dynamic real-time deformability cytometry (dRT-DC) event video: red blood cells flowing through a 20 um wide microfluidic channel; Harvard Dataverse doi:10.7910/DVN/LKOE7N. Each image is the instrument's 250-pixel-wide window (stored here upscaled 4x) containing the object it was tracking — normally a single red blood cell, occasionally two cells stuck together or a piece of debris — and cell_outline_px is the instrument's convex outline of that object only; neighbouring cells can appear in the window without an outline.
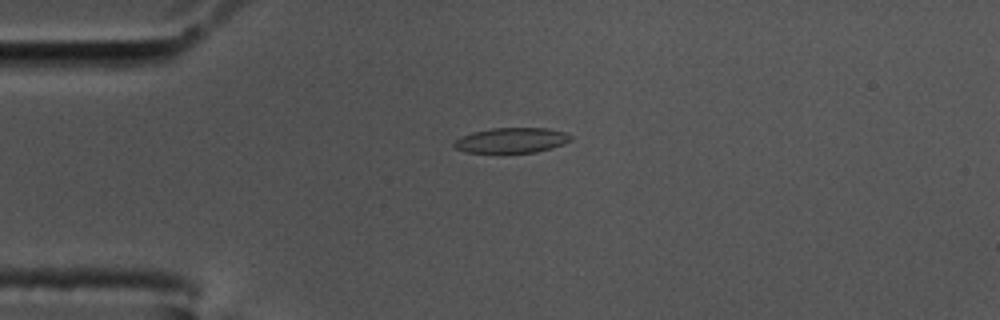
{"species": "common noctule bat (a hibernating species)", "species_latin": "Nyctalus noctula", "temperature_condition": "cold", "stored_images_in_passage": 58, "camera_frame_rate_fps": 3000, "um_per_image_px": 0.085, "animal": {"sex": "male", "body_mass_g": 17.5, "forearm_length_mm": 52.3}, "frame": {"image": 1, "passage_image": 14, "time_ms": 4.333, "image_size_px": [1000, 320], "cell_outline_px": [[572, 140], [564, 144], [552, 148], [536, 152], [464, 152], [456, 148], [452, 144], [456, 140], [472, 132], [492, 128], [548, 128], [564, 132], [572, 136]], "centroid_in_image_um": [43.52, 11.92], "position_along_channel_um": 41.5, "area_um2": 16.99}}
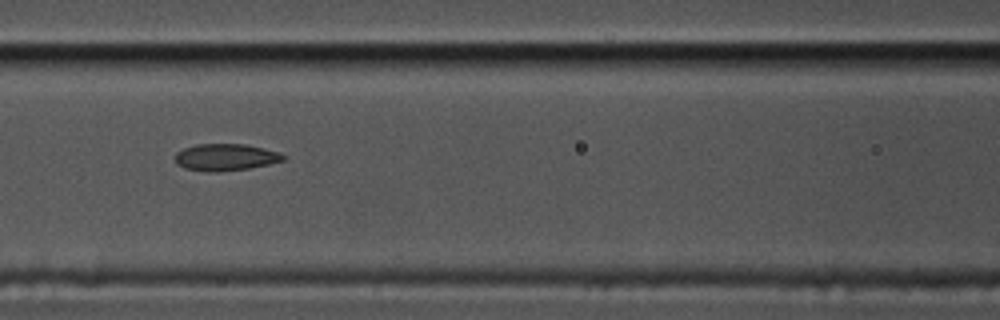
{"frame": {"image": 2, "passage_image": 25, "time_ms": 8.0, "image_size_px": [1000, 320], "cell_outline_px": [[284, 160], [268, 164], [248, 168], [216, 172], [208, 172], [184, 168], [176, 164], [176, 152], [184, 148], [196, 144], [244, 144], [264, 148], [280, 152], [284, 156]], "centroid_in_image_um": [19.15, 13.36], "position_along_channel_um": 147.5, "area_um2": 16.88}}
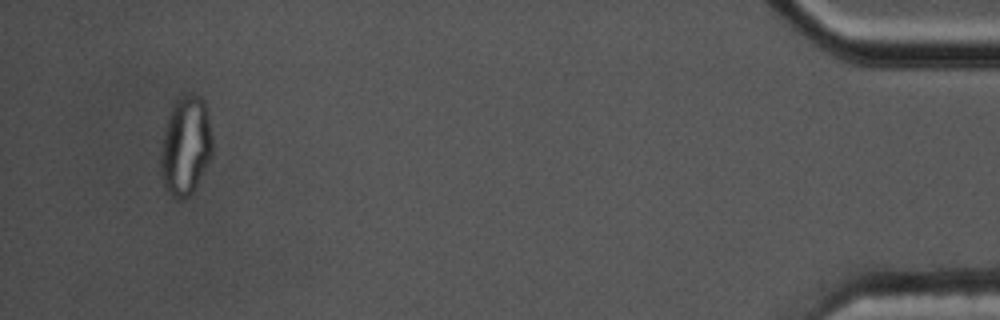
{"frame": {"image": 3, "passage_image": 55, "time_ms": 18.0, "image_size_px": [1000, 320], "cell_outline_px": [[212, 156], [192, 192], [184, 200], [176, 200], [164, 188], [160, 172], [160, 152], [164, 128], [168, 116], [176, 100], [180, 96], [192, 92], [200, 96], [204, 100], [212, 136]], "centroid_in_image_um": [15.76, 12.41], "position_along_channel_um": 419.4, "area_um2": 30.17}, "authors_computed_cell_mechanics": {"area_um2": 17.5423, "velocity_mm_per_s": 3.4883, "shape_relaxation_time_tau1_ms": null, "shape_relaxation_time_tau2_ms": 1.6795, "deformation_change_tau1": null, "deformation_change_tau2": 0.07}}